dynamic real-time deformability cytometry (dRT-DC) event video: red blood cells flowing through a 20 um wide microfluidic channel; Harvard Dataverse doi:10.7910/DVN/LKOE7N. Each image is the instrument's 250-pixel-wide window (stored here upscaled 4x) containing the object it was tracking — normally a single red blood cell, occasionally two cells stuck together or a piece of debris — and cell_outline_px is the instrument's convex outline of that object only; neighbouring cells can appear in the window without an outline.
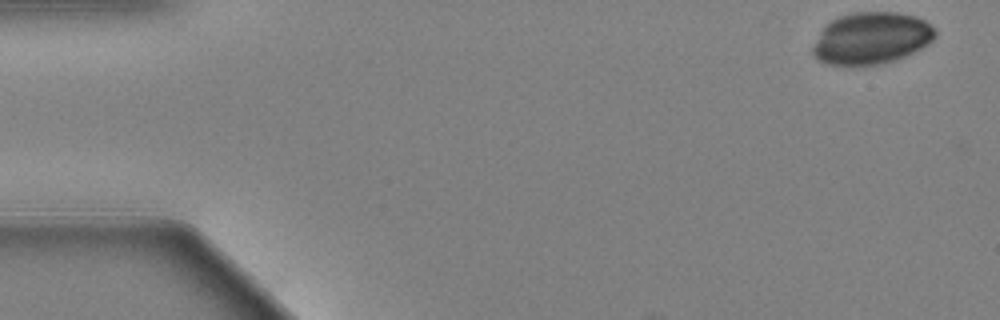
{"species": "Egyptian fruit bat (a non-hibernating species)", "species_latin": "Rousettus aegyptiacus", "temperature_condition": "warm", "stored_images_in_passage": 12, "camera_frame_rate_fps": 3000, "um_per_image_px": 0.085, "animal": {"sex": "female"}, "frame": {"image": 1, "passage_image": 1, "time_ms": 0.0, "image_size_px": [1000, 320], "cell_outline_px": [[936, 36], [928, 44], [896, 60], [880, 64], [828, 64], [820, 60], [812, 52], [812, 44], [820, 32], [832, 20], [840, 16], [852, 12], [900, 12], [916, 16], [924, 20], [936, 28]], "centroid_in_image_um": [74.09, 3.22], "position_along_channel_um": 10.9, "area_um2": 36.76}}